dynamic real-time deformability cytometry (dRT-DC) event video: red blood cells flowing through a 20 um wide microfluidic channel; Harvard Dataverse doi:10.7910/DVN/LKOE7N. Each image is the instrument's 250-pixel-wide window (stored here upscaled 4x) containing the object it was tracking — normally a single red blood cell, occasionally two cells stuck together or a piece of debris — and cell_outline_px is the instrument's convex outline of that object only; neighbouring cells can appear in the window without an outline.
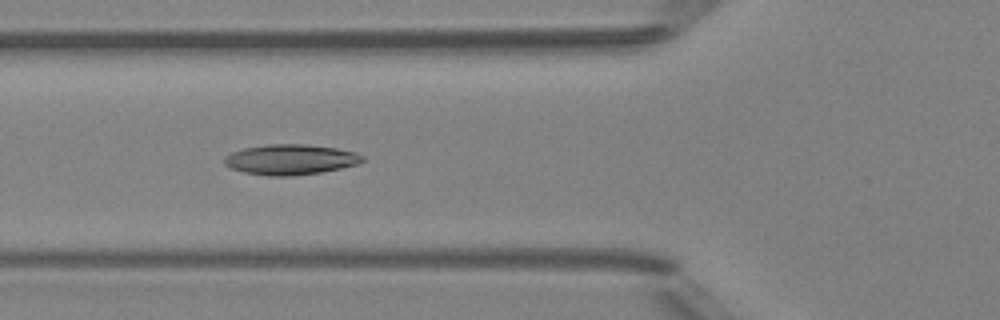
{"species": "Egyptian fruit bat (a non-hibernating species)", "species_latin": "Rousettus aegyptiacus", "temperature_condition": "room temperature", "stored_images_in_passage": 36, "camera_frame_rate_fps": 3000, "um_per_image_px": 0.085, "animal": {"sex": "female"}, "frame": {"image": 1, "passage_image": 9, "time_ms": 2.667, "image_size_px": [1000, 320], "cell_outline_px": [[364, 160], [356, 164], [340, 168], [320, 172], [288, 176], [268, 176], [244, 172], [232, 168], [224, 164], [224, 156], [232, 152], [244, 148], [268, 144], [308, 144], [336, 148], [356, 152], [364, 156]], "centroid_in_image_um": [24.68, 13.55], "position_along_channel_um": 101.1, "area_um2": 24.33}}
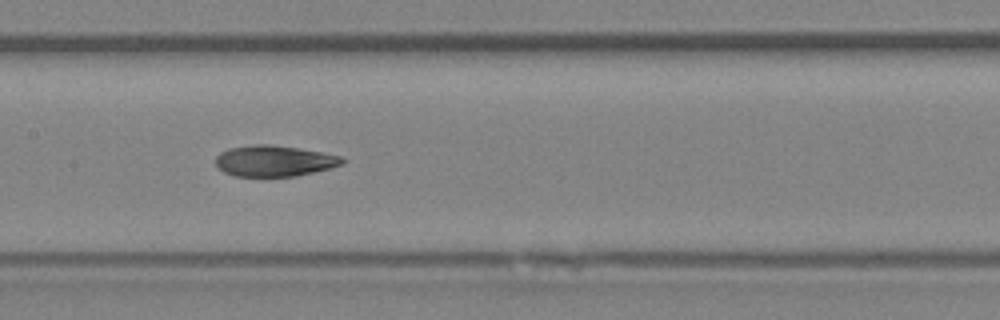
{"frame": {"image": 2, "passage_image": 15, "time_ms": 4.667, "image_size_px": [1000, 320], "cell_outline_px": [[344, 164], [296, 176], [236, 176], [224, 172], [216, 168], [216, 156], [220, 152], [228, 148], [256, 144], [268, 144], [296, 148], [320, 152], [340, 156], [344, 160]], "centroid_in_image_um": [23.25, 13.68], "position_along_channel_um": 184.2, "area_um2": 22.66}}
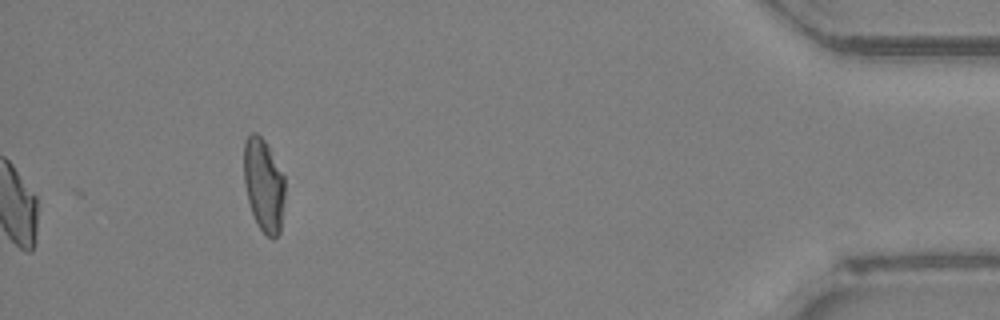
{"frame": {"image": 3, "passage_image": 36, "time_ms": 11.667, "image_size_px": [1000, 320], "cell_outline_px": [[284, 200], [280, 232], [272, 240], [256, 224], [248, 200], [244, 184], [244, 140], [252, 132], [256, 132], [264, 140], [284, 176]], "centroid_in_image_um": [22.4, 15.74], "position_along_channel_um": 412.8, "area_um2": 22.14}, "authors_computed_cell_mechanics": {"area_um2": 23.0044, "velocity_mm_per_s": 4.1827, "shape_relaxation_time_tau1_ms": 4.8235, "shape_relaxation_time_tau2_ms": 3.1797, "deformation_change_tau1": 0.142, "deformation_change_tau2": 0.1126}}